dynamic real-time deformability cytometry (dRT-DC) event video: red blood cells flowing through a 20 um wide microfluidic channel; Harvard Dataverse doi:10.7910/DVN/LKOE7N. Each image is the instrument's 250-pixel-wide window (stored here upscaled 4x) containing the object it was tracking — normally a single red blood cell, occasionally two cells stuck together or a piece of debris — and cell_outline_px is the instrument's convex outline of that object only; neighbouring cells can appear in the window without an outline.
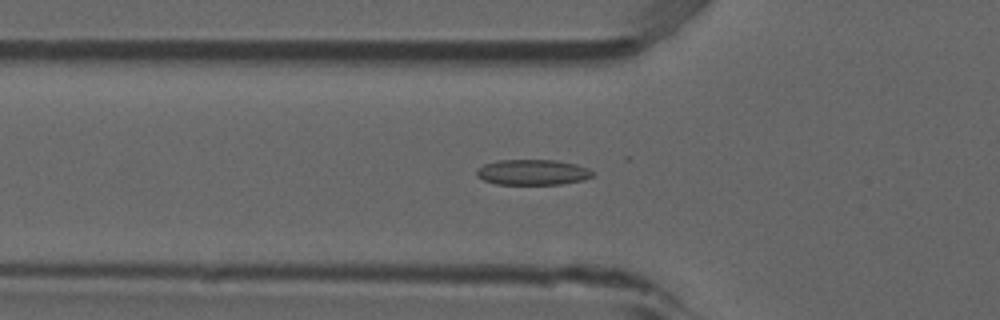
{"species": "common noctule bat (a hibernating species)", "species_latin": "Nyctalus noctula", "temperature_condition": "room temperature", "stored_images_in_passage": 51, "camera_frame_rate_fps": 3000, "um_per_image_px": 0.085, "animal": {"sex": "male", "forearm_length_mm": 52.5}, "frame": {"image": 1, "passage_image": 18, "time_ms": 5.667, "image_size_px": [1000, 320], "cell_outline_px": [[596, 172], [592, 176], [584, 180], [560, 184], [496, 184], [484, 180], [476, 176], [476, 172], [484, 164], [496, 160], [556, 160], [576, 164], [588, 168]], "centroid_in_image_um": [45.3, 14.64], "position_along_channel_um": 80.5, "area_um2": 17.28}}
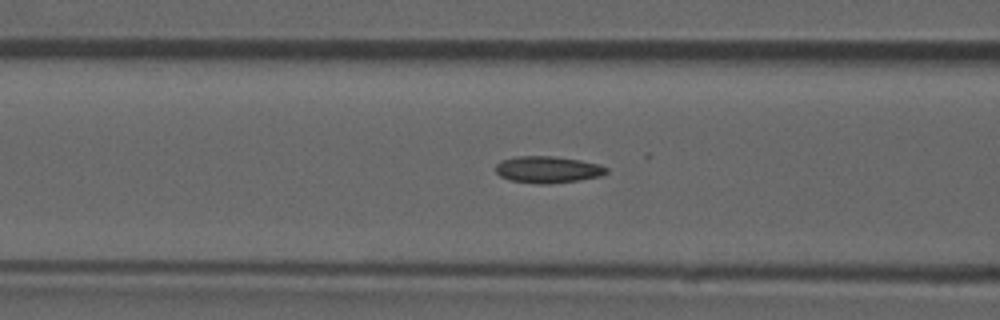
{"frame": {"image": 2, "passage_image": 21, "time_ms": 6.667, "image_size_px": [1000, 320], "cell_outline_px": [[608, 172], [600, 176], [576, 180], [548, 184], [536, 184], [508, 180], [500, 176], [496, 172], [496, 164], [500, 160], [516, 156], [556, 156], [580, 160], [596, 164], [608, 168]], "centroid_in_image_um": [46.5, 14.41], "position_along_channel_um": 120.1, "area_um2": 17.28}}
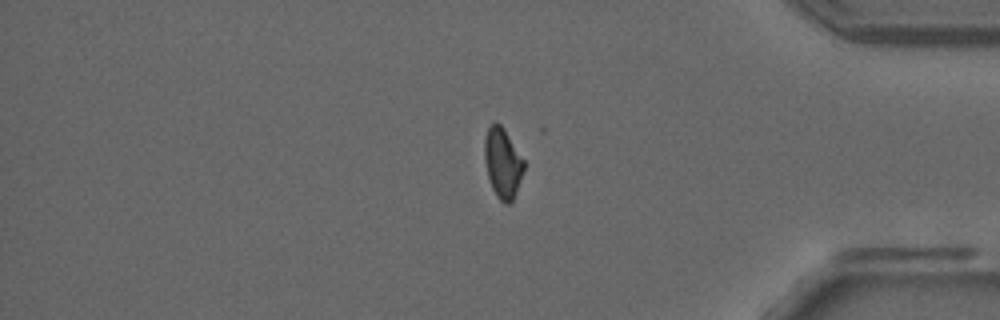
{"frame": {"image": 3, "passage_image": 44, "time_ms": 14.333, "image_size_px": [1000, 320], "cell_outline_px": [[524, 168], [516, 192], [512, 200], [508, 204], [504, 204], [496, 196], [492, 188], [488, 176], [484, 160], [484, 136], [488, 128], [496, 120], [504, 128], [524, 160]], "centroid_in_image_um": [42.7, 13.83], "position_along_channel_um": 392.5, "area_um2": 16.07}, "authors_computed_cell_mechanics": {"area_um2": 16.8198, "velocity_mm_per_s": 3.8897, "shape_relaxation_time_tau1_ms": 5.1816, "shape_relaxation_time_tau2_ms": 2.3858, "deformation_change_tau1": 0.1159, "deformation_change_tau2": 0.0757}}